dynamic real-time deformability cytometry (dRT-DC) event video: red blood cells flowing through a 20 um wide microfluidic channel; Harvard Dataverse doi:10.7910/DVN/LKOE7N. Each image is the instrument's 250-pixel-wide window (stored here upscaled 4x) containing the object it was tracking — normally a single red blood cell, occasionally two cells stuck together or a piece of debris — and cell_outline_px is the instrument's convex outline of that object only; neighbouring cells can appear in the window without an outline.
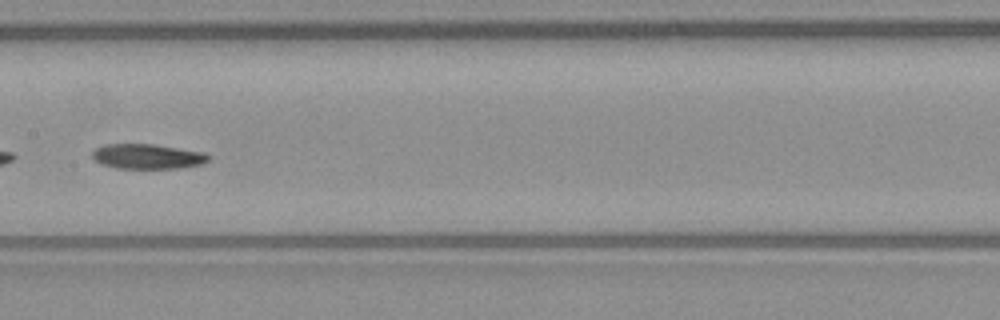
{"species": "common noctule bat (a hibernating species)", "species_latin": "Nyctalus noctula", "temperature_condition": "warm", "stored_images_in_passage": 44, "camera_frame_rate_fps": 3000, "um_per_image_px": 0.085, "animal": {"sex": "male", "body_mass_g": 23.1, "forearm_length_mm": 52.7}, "frame": {"image": 1, "passage_image": 19, "time_ms": 6.0, "image_size_px": [1000, 320], "cell_outline_px": [[212, 160], [204, 164], [180, 168], [116, 168], [92, 160], [92, 152], [96, 148], [104, 144], [152, 144], [204, 152], [212, 156]], "centroid_in_image_um": [12.59, 13.3], "position_along_channel_um": 194.8, "area_um2": 17.05}, "authors_computed_cell_mechanics": {"area_um2": 17.6579, "velocity_mm_per_s": 3.9576, "shape_relaxation_time_tau1_ms": 6.9676, "shape_relaxation_time_tau2_ms": null, "deformation_change_tau1": 0.1639, "deformation_change_tau2": null}}